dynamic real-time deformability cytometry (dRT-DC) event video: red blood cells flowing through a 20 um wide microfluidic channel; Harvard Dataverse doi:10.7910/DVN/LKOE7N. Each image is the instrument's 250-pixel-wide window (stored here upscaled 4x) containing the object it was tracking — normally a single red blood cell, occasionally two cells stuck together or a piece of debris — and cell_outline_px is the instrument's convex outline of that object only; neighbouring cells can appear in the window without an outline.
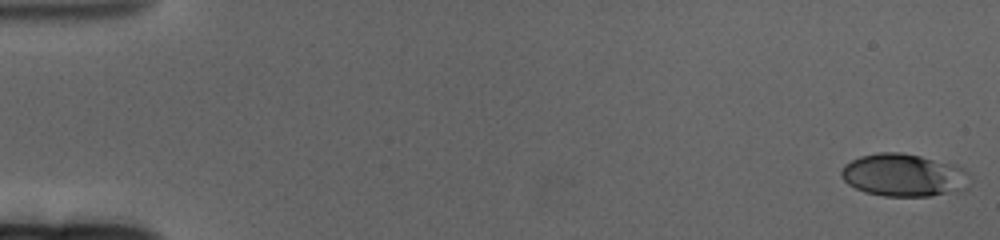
{"species": "human", "species_latin": "Homo sapiens", "temperature_condition": "cold", "stored_images_in_passage": 63, "camera_frame_rate_fps": 3000, "um_per_image_px": 0.085, "donor": {"sex": "female"}, "frame": {"image": 1, "passage_image": 1, "time_ms": 0.0, "image_size_px": [1000, 240], "cell_outline_px": [[972, 180], [968, 188], [960, 192], [932, 196], [884, 196], [864, 192], [848, 184], [840, 176], [840, 168], [844, 164], [860, 156], [876, 152], [900, 152], [920, 156], [956, 164], [964, 168], [972, 176]], "centroid_in_image_um": [76.88, 14.89], "position_along_channel_um": 8.1, "area_um2": 32.83}}
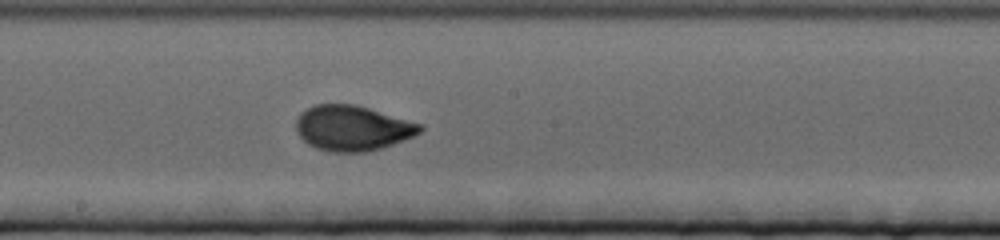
{"frame": {"image": 2, "passage_image": 35, "time_ms": 11.333, "image_size_px": [1000, 240], "cell_outline_px": [[424, 128], [420, 132], [404, 140], [380, 148], [364, 152], [328, 152], [316, 148], [308, 144], [296, 132], [296, 120], [300, 112], [316, 104], [352, 104], [368, 108], [424, 124]], "centroid_in_image_um": [29.95, 10.89], "position_along_channel_um": 218.3, "area_um2": 32.66}}
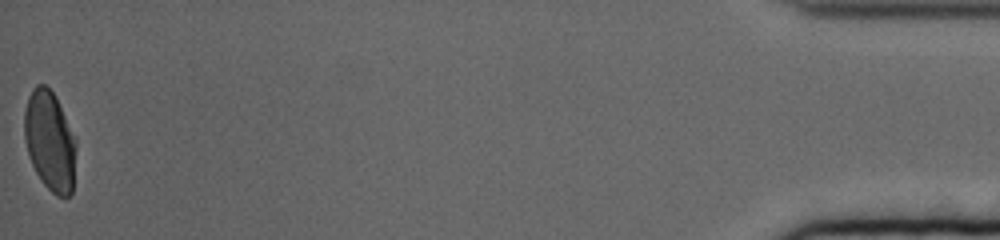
{"frame": {"image": 3, "passage_image": 63, "time_ms": 20.667, "image_size_px": [1000, 240], "cell_outline_px": [[76, 148], [72, 192], [68, 196], [56, 196], [40, 180], [28, 156], [24, 140], [24, 112], [28, 96], [32, 88], [36, 84], [44, 84], [56, 96], [76, 136]], "centroid_in_image_um": [4.23, 11.96], "position_along_channel_um": 431.0, "area_um2": 30.52}, "authors_computed_cell_mechanics": {"area_um2": 30.923, "velocity_mm_per_s": 3.2428, "shape_relaxation_time_tau1_ms": 4.1791, "shape_relaxation_time_tau2_ms": null, "deformation_change_tau1": 0.172, "deformation_change_tau2": null}}